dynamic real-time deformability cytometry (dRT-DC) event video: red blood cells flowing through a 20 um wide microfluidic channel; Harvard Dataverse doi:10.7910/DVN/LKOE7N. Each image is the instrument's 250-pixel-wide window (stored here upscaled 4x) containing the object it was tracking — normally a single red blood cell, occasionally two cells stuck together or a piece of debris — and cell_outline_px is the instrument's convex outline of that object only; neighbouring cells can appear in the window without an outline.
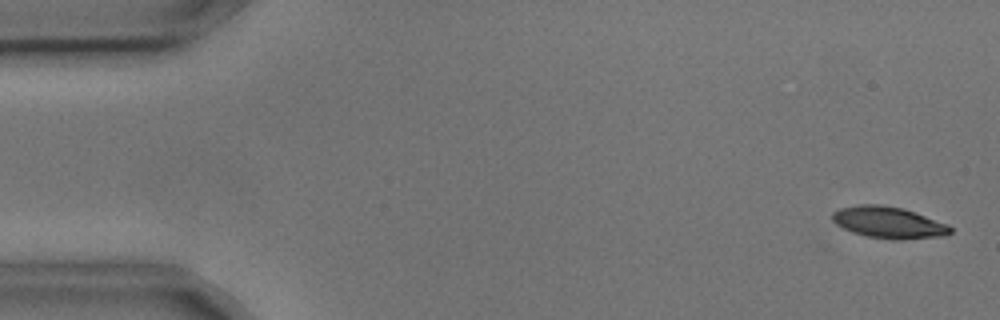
{"species": "common noctule bat (a hibernating species)", "species_latin": "Nyctalus noctula", "temperature_condition": "cold", "stored_images_in_passage": 6, "camera_frame_rate_fps": 3000, "um_per_image_px": 0.085, "animal": {"sex": "male", "body_mass_g": 17.9, "forearm_length_mm": 54.2}, "frame": {"image": 1, "passage_image": 1, "time_ms": 0.0, "image_size_px": [1000, 320], "cell_outline_px": [[952, 232], [944, 236], [900, 240], [892, 240], [868, 236], [852, 232], [836, 224], [832, 220], [832, 212], [840, 208], [860, 204], [880, 204], [904, 208], [948, 224], [952, 228]], "centroid_in_image_um": [75.54, 18.91], "position_along_channel_um": 9.5, "area_um2": 21.85}}